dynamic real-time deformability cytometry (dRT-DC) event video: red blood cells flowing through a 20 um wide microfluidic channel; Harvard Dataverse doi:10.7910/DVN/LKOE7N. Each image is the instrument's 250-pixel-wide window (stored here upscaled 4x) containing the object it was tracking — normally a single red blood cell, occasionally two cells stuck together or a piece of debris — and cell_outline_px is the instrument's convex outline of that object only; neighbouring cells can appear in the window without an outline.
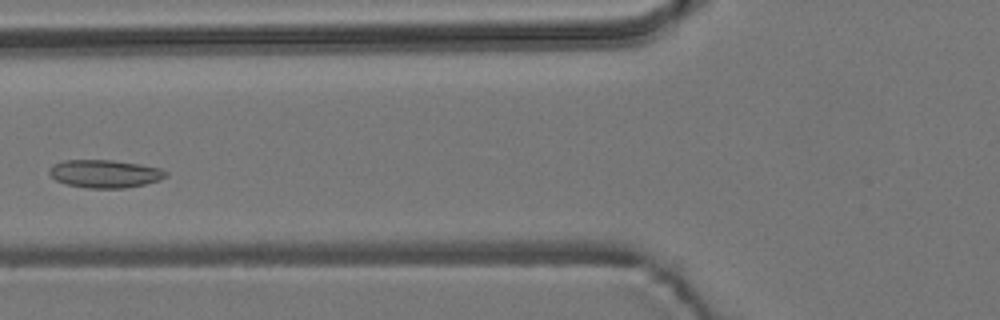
{"species": "common noctule bat (a hibernating species)", "species_latin": "Nyctalus noctula", "temperature_condition": "room temperature", "stored_images_in_passage": 5, "camera_frame_rate_fps": 3000, "um_per_image_px": 0.085, "animal": {"sex": "male", "body_mass_g": 19.2, "forearm_length_mm": 51.8}, "frame": {"image": 1, "passage_image": 5, "time_ms": 5.0, "image_size_px": [1000, 320], "cell_outline_px": [[168, 176], [160, 180], [144, 184], [124, 188], [88, 188], [68, 184], [56, 180], [48, 172], [48, 168], [52, 164], [64, 160], [112, 160], [140, 164], [160, 168], [168, 172]], "centroid_in_image_um": [8.92, 14.76], "position_along_channel_um": 116.9, "area_um2": 19.02}}